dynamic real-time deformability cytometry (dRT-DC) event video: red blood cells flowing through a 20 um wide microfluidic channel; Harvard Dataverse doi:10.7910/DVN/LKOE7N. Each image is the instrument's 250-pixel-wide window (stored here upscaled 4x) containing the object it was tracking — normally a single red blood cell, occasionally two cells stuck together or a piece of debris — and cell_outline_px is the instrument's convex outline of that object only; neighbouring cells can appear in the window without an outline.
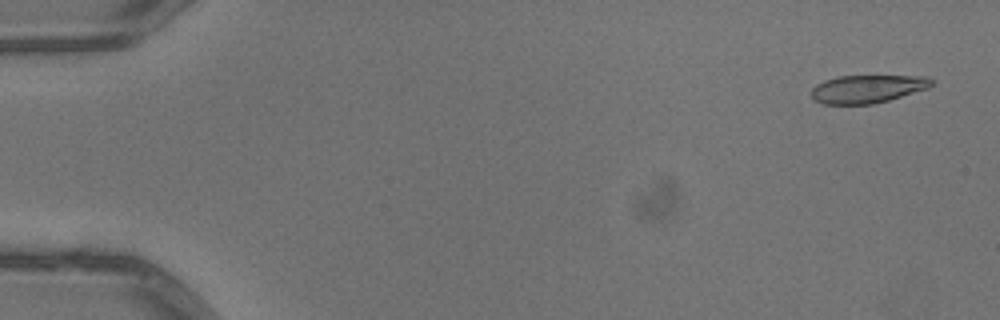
{"species": "common noctule bat (a hibernating species)", "species_latin": "Nyctalus noctula", "temperature_condition": "warm", "stored_images_in_passage": 52, "camera_frame_rate_fps": 3000, "um_per_image_px": 0.085, "animal": {"sex": "male", "body_mass_g": 13.3}, "frame": {"image": 1, "passage_image": 3, "time_ms": 0.667, "image_size_px": [1000, 320], "cell_outline_px": [[932, 84], [928, 88], [888, 100], [872, 104], [824, 104], [816, 100], [812, 96], [812, 88], [816, 84], [824, 80], [836, 76], [928, 76], [932, 80]], "centroid_in_image_um": [73.72, 7.55], "position_along_channel_um": 11.3, "area_um2": 19.48}}
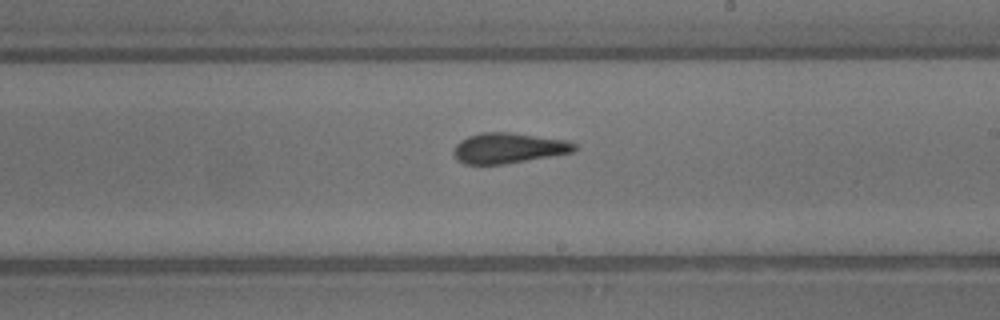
{"frame": {"image": 2, "passage_image": 31, "time_ms": 10.0, "image_size_px": [1000, 320], "cell_outline_px": [[576, 148], [572, 152], [552, 156], [504, 164], [464, 164], [456, 160], [456, 144], [460, 140], [468, 136], [480, 132], [512, 132], [568, 140], [576, 144]], "centroid_in_image_um": [43.24, 12.57], "position_along_channel_um": 245.8, "area_um2": 21.39}}
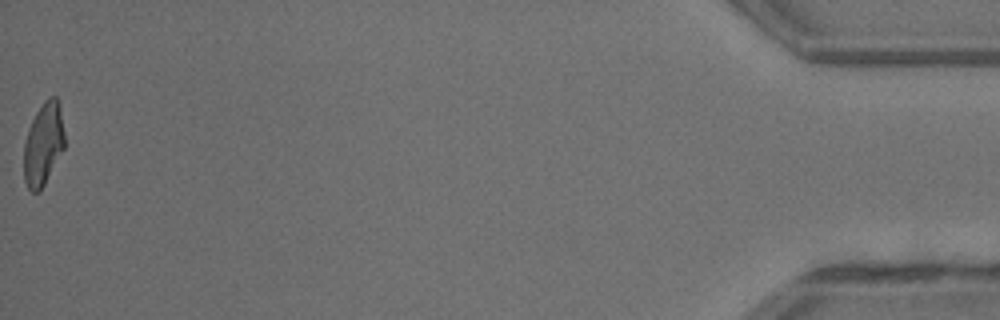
{"frame": {"image": 3, "passage_image": 52, "time_ms": 17.0, "image_size_px": [1000, 320], "cell_outline_px": [[64, 148], [40, 192], [32, 192], [28, 188], [24, 180], [24, 144], [32, 120], [36, 112], [44, 100], [48, 96], [56, 96], [60, 108], [64, 132]], "centroid_in_image_um": [3.68, 12.25], "position_along_channel_um": 431.5, "area_um2": 19.48}, "authors_computed_cell_mechanics": {"area_um2": 21.0392, "velocity_mm_per_s": 4.062, "shape_relaxation_time_tau1_ms": 6.6375, "shape_relaxation_time_tau2_ms": 1.0003, "deformation_change_tau1": 0.2125, "deformation_change_tau2": 0.1008}}